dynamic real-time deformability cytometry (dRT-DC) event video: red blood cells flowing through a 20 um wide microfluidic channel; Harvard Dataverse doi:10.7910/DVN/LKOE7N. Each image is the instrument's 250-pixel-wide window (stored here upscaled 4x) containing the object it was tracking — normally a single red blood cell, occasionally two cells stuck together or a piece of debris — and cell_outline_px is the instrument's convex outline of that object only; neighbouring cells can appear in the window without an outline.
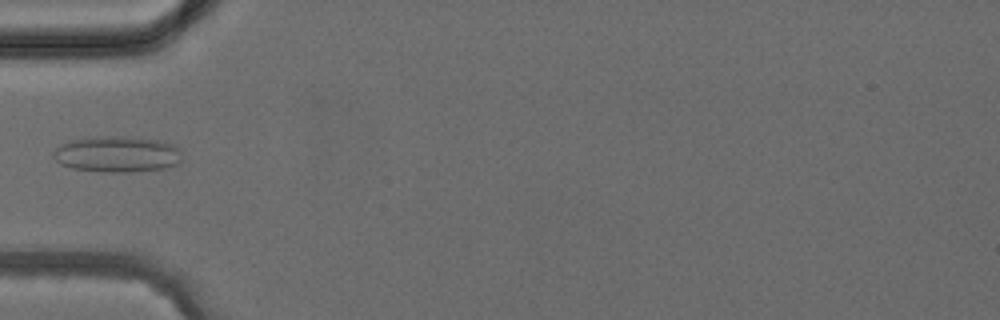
{"species": "common noctule bat (a hibernating species)", "species_latin": "Nyctalus noctula", "temperature_condition": "cold", "stored_images_in_passage": 3, "camera_frame_rate_fps": 3000, "um_per_image_px": 0.085, "animal": {"sex": "female", "body_mass_g": 24.6, "forearm_length_mm": 56.2}, "frame": {"image": 1, "passage_image": 3, "time_ms": 2.333, "image_size_px": [1000, 320], "cell_outline_px": [[180, 164], [164, 168], [128, 172], [100, 172], [72, 168], [60, 164], [52, 156], [52, 152], [56, 148], [72, 140], [96, 136], [124, 136], [156, 140], [176, 144], [180, 148]], "centroid_in_image_um": [9.97, 13.11], "position_along_channel_um": 75.0, "area_um2": 27.17}}